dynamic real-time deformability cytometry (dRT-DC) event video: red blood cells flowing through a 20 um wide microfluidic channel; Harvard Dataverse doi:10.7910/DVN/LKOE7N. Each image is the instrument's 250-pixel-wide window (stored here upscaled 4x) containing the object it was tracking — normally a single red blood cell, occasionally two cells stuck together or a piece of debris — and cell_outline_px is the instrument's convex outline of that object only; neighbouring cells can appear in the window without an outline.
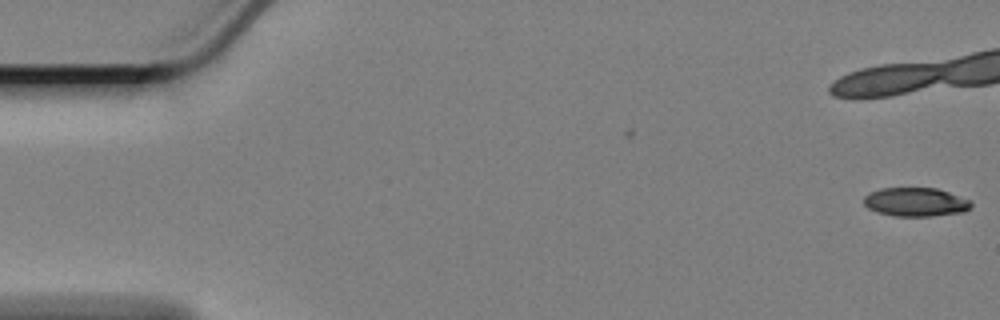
{"species": "Egyptian fruit bat (a non-hibernating species)", "species_latin": "Rousettus aegyptiacus", "temperature_condition": "cold", "stored_images_in_passage": 4, "camera_frame_rate_fps": 3000, "um_per_image_px": 0.085, "animal": {"sex": "female"}, "frame": {"image": 1, "passage_image": 4, "time_ms": 1.0, "image_size_px": [1000, 320], "cell_outline_px": [[972, 204], [964, 212], [932, 216], [892, 216], [876, 212], [868, 208], [864, 204], [864, 196], [868, 192], [880, 188], [936, 188], [948, 192], [968, 200]], "centroid_in_image_um": [77.76, 17.17], "position_along_channel_um": 7.2, "area_um2": 17.98}}